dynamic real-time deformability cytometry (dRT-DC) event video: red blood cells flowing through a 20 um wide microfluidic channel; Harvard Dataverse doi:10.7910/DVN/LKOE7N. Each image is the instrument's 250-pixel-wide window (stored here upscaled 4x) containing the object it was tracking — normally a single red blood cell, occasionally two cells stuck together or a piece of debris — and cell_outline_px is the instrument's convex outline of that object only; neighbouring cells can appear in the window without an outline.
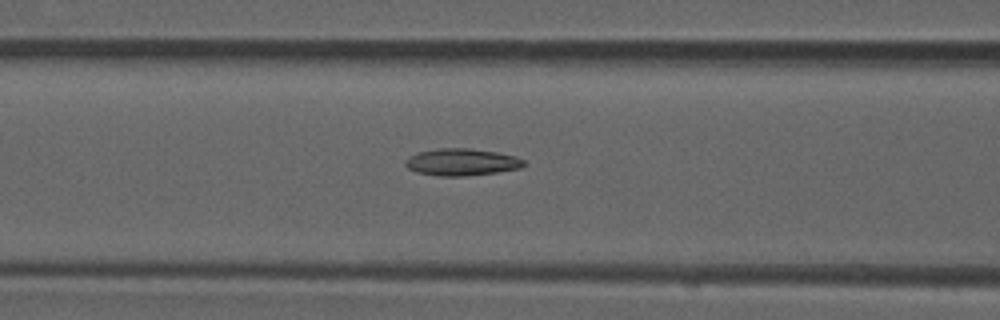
{"species": "common noctule bat (a hibernating species)", "species_latin": "Nyctalus noctula", "temperature_condition": "room temperature", "stored_images_in_passage": 25, "camera_frame_rate_fps": 3000, "um_per_image_px": 0.085, "animal": {"sex": "male", "forearm_length_mm": 52.5}, "frame": {"image": 1, "passage_image": 21, "time_ms": 6.667, "image_size_px": [1000, 320], "cell_outline_px": [[524, 164], [520, 168], [496, 172], [464, 176], [436, 176], [416, 172], [408, 168], [404, 164], [404, 160], [416, 152], [440, 148], [468, 148], [496, 152], [516, 156], [524, 160]], "centroid_in_image_um": [39.19, 13.77], "position_along_channel_um": 127.4, "area_um2": 18.67}}
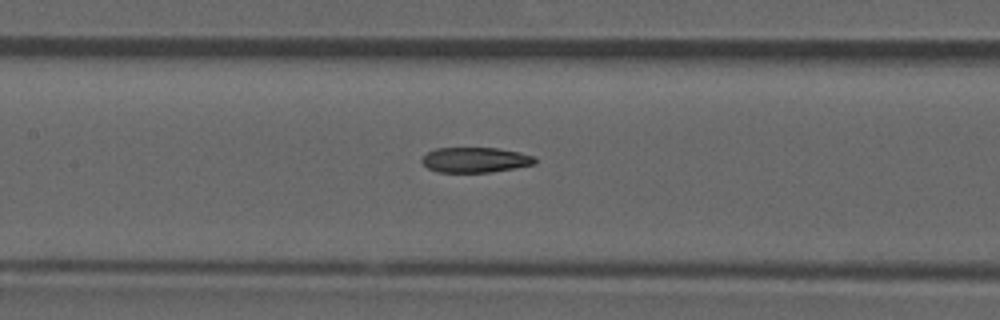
{"frame": {"image": 2, "passage_image": 24, "time_ms": 7.667, "image_size_px": [1000, 320], "cell_outline_px": [[536, 164], [492, 172], [436, 172], [428, 168], [420, 160], [428, 152], [436, 148], [496, 148], [520, 152], [536, 156]], "centroid_in_image_um": [40.42, 13.59], "position_along_channel_um": 167.0, "area_um2": 16.65}}